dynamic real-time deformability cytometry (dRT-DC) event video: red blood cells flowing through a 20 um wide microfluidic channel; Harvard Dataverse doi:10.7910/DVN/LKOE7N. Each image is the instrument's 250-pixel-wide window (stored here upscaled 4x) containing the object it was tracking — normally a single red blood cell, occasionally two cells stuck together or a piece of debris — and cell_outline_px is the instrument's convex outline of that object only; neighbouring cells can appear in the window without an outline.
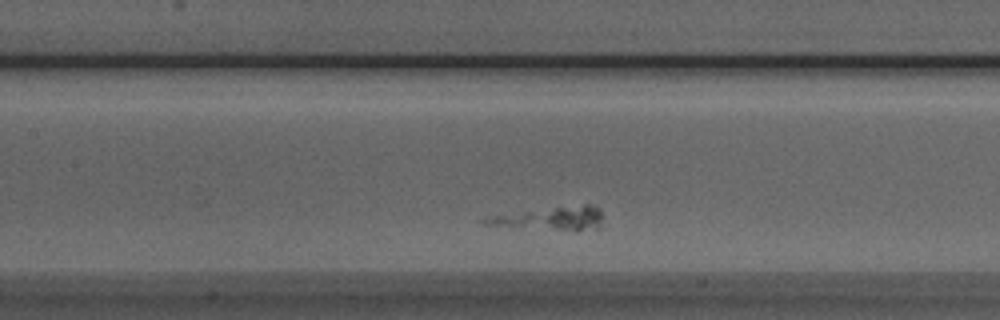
{"species": "Egyptian fruit bat (a non-hibernating species)", "species_latin": "Rousettus aegyptiacus", "temperature_condition": "room temperature", "stored_images_in_passage": 32, "camera_frame_rate_fps": 3000, "um_per_image_px": 0.085, "animal": {"sex": "male"}, "frame": {"image": 1, "passage_image": 13, "time_ms": 4.0, "image_size_px": [1000, 320], "cell_outline_px": [[600, 228], [576, 232], [480, 224], [480, 220], [496, 216], [584, 204], [588, 204], [600, 208]], "centroid_in_image_um": [46.94, 18.62], "position_along_channel_um": 160.5, "area_um2": 15.55}}
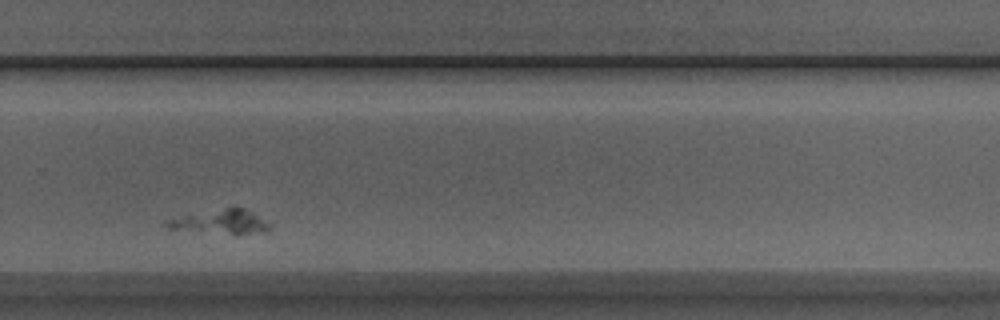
{"frame": {"image": 2, "passage_image": 26, "time_ms": 8.333, "image_size_px": [1000, 320], "cell_outline_px": [[272, 228], [268, 232], [232, 232], [164, 228], [160, 224], [164, 220], [224, 208], [244, 208], [252, 212], [272, 224]], "centroid_in_image_um": [18.78, 18.83], "position_along_channel_um": 311.0, "area_um2": 13.64}}
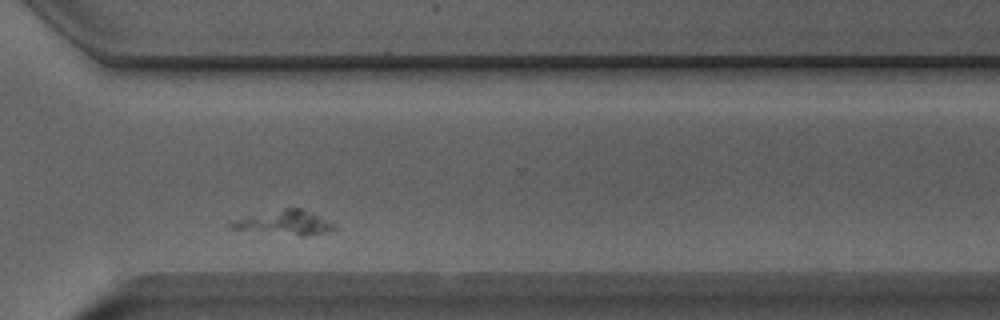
{"frame": {"image": 3, "passage_image": 29, "time_ms": 9.333, "image_size_px": [1000, 320], "cell_outline_px": [[336, 232], [304, 236], [300, 236], [228, 228], [228, 224], [248, 216], [284, 208], [300, 208], [312, 212], [320, 216], [332, 224], [336, 228]], "centroid_in_image_um": [24.28, 18.94], "position_along_channel_um": 346.3, "area_um2": 14.45}}